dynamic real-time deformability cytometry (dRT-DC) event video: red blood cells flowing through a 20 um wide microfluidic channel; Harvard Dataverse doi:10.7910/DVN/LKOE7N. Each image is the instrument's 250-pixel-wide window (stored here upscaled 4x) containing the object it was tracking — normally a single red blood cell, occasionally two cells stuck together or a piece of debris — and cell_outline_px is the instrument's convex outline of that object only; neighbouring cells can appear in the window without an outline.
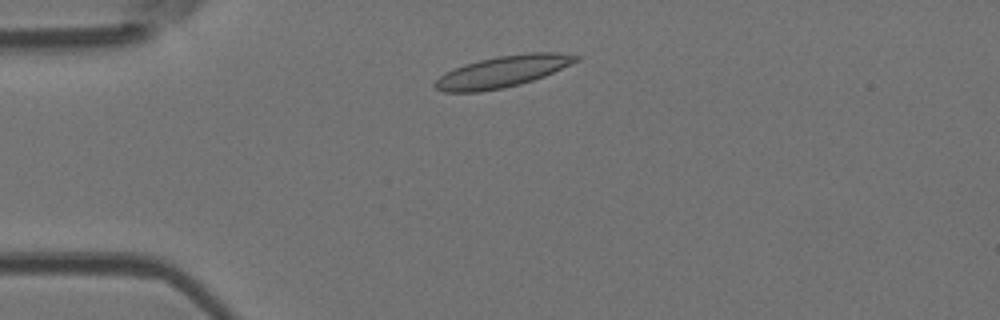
{"species": "Egyptian fruit bat (a non-hibernating species)", "species_latin": "Rousettus aegyptiacus", "temperature_condition": "room temperature", "stored_images_in_passage": 5, "camera_frame_rate_fps": 3000, "um_per_image_px": 0.085, "animal": {"sex": "female"}, "frame": {"image": 1, "passage_image": 2, "time_ms": 0.333, "image_size_px": [1000, 320], "cell_outline_px": [[580, 60], [544, 76], [520, 84], [504, 88], [480, 92], [444, 92], [436, 88], [432, 84], [444, 72], [464, 64], [496, 56], [528, 52], [556, 52], [580, 56]], "centroid_in_image_um": [42.7, 6.08], "position_along_channel_um": 42.3, "area_um2": 25.89}}
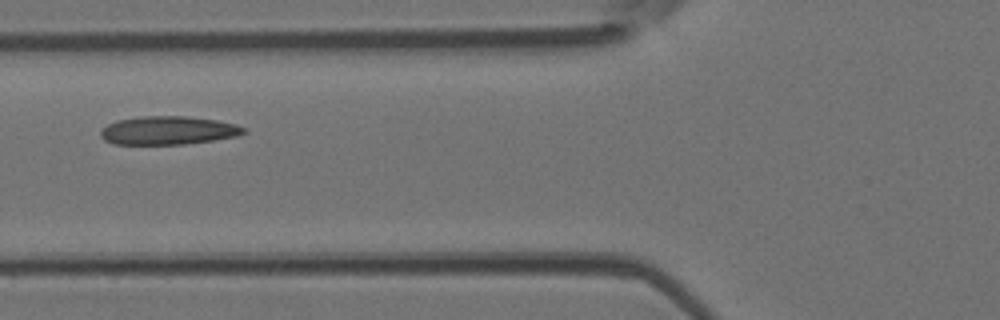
{"frame": {"image": 2, "passage_image": 4, "time_ms": 1.0, "image_size_px": [1000, 320], "cell_outline_px": [[248, 132], [236, 136], [212, 140], [184, 144], [112, 144], [104, 140], [100, 136], [100, 132], [108, 124], [116, 120], [140, 116], [184, 116], [216, 120], [236, 124], [248, 128]], "centroid_in_image_um": [14.3, 11.08], "position_along_channel_um": 111.5, "area_um2": 23.76}}
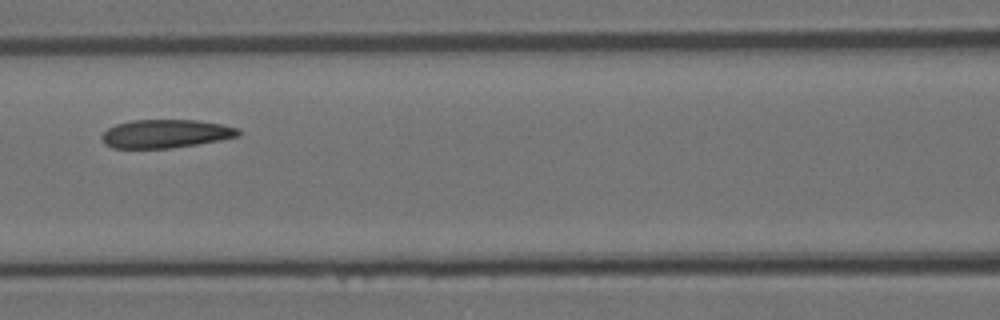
{"frame": {"image": 3, "passage_image": 5, "time_ms": 1.333, "image_size_px": [1000, 320], "cell_outline_px": [[240, 136], [220, 140], [172, 148], [112, 148], [104, 144], [100, 136], [108, 128], [116, 124], [132, 120], [196, 120], [220, 124], [240, 128]], "centroid_in_image_um": [14.07, 11.37], "position_along_channel_um": 152.5, "area_um2": 22.66}}